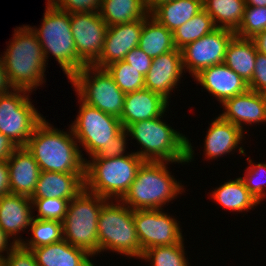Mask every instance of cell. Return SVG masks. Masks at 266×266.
<instances>
[{"label": "cell", "instance_id": "obj_2", "mask_svg": "<svg viewBox=\"0 0 266 266\" xmlns=\"http://www.w3.org/2000/svg\"><path fill=\"white\" fill-rule=\"evenodd\" d=\"M166 115L164 112L126 128L130 139H135L141 148L134 153L144 161L193 162L196 154L191 141L165 122Z\"/></svg>", "mask_w": 266, "mask_h": 266}, {"label": "cell", "instance_id": "obj_45", "mask_svg": "<svg viewBox=\"0 0 266 266\" xmlns=\"http://www.w3.org/2000/svg\"><path fill=\"white\" fill-rule=\"evenodd\" d=\"M17 146L0 133V160L7 161Z\"/></svg>", "mask_w": 266, "mask_h": 266}, {"label": "cell", "instance_id": "obj_36", "mask_svg": "<svg viewBox=\"0 0 266 266\" xmlns=\"http://www.w3.org/2000/svg\"><path fill=\"white\" fill-rule=\"evenodd\" d=\"M33 218L63 222L70 200L61 198H31ZM38 211L34 215V211Z\"/></svg>", "mask_w": 266, "mask_h": 266}, {"label": "cell", "instance_id": "obj_4", "mask_svg": "<svg viewBox=\"0 0 266 266\" xmlns=\"http://www.w3.org/2000/svg\"><path fill=\"white\" fill-rule=\"evenodd\" d=\"M187 162L144 161L136 178L121 201L132 210L163 209L185 192L182 181H177L168 167L169 164Z\"/></svg>", "mask_w": 266, "mask_h": 266}, {"label": "cell", "instance_id": "obj_47", "mask_svg": "<svg viewBox=\"0 0 266 266\" xmlns=\"http://www.w3.org/2000/svg\"><path fill=\"white\" fill-rule=\"evenodd\" d=\"M258 52L266 55V30L251 38Z\"/></svg>", "mask_w": 266, "mask_h": 266}, {"label": "cell", "instance_id": "obj_16", "mask_svg": "<svg viewBox=\"0 0 266 266\" xmlns=\"http://www.w3.org/2000/svg\"><path fill=\"white\" fill-rule=\"evenodd\" d=\"M142 28L143 20L108 26L102 52L92 65L105 68L124 60L128 52L138 47Z\"/></svg>", "mask_w": 266, "mask_h": 266}, {"label": "cell", "instance_id": "obj_31", "mask_svg": "<svg viewBox=\"0 0 266 266\" xmlns=\"http://www.w3.org/2000/svg\"><path fill=\"white\" fill-rule=\"evenodd\" d=\"M213 19L202 9L192 19L173 31L176 49L181 50L186 45L213 32L216 29Z\"/></svg>", "mask_w": 266, "mask_h": 266}, {"label": "cell", "instance_id": "obj_30", "mask_svg": "<svg viewBox=\"0 0 266 266\" xmlns=\"http://www.w3.org/2000/svg\"><path fill=\"white\" fill-rule=\"evenodd\" d=\"M245 7V0H203V9L216 27L234 32L242 22Z\"/></svg>", "mask_w": 266, "mask_h": 266}, {"label": "cell", "instance_id": "obj_41", "mask_svg": "<svg viewBox=\"0 0 266 266\" xmlns=\"http://www.w3.org/2000/svg\"><path fill=\"white\" fill-rule=\"evenodd\" d=\"M249 90L266 94V55L257 52L254 73L248 83Z\"/></svg>", "mask_w": 266, "mask_h": 266}, {"label": "cell", "instance_id": "obj_1", "mask_svg": "<svg viewBox=\"0 0 266 266\" xmlns=\"http://www.w3.org/2000/svg\"><path fill=\"white\" fill-rule=\"evenodd\" d=\"M67 131L54 127L46 118L35 128L25 147L40 171L85 174L86 158L70 126Z\"/></svg>", "mask_w": 266, "mask_h": 266}, {"label": "cell", "instance_id": "obj_46", "mask_svg": "<svg viewBox=\"0 0 266 266\" xmlns=\"http://www.w3.org/2000/svg\"><path fill=\"white\" fill-rule=\"evenodd\" d=\"M1 56V55H0ZM14 87L10 84L7 72L4 68L2 56L0 57V94L10 92Z\"/></svg>", "mask_w": 266, "mask_h": 266}, {"label": "cell", "instance_id": "obj_22", "mask_svg": "<svg viewBox=\"0 0 266 266\" xmlns=\"http://www.w3.org/2000/svg\"><path fill=\"white\" fill-rule=\"evenodd\" d=\"M7 163L10 193L31 197L41 172L32 153L25 146L16 147Z\"/></svg>", "mask_w": 266, "mask_h": 266}, {"label": "cell", "instance_id": "obj_43", "mask_svg": "<svg viewBox=\"0 0 266 266\" xmlns=\"http://www.w3.org/2000/svg\"><path fill=\"white\" fill-rule=\"evenodd\" d=\"M10 194V178L8 163L0 160V197Z\"/></svg>", "mask_w": 266, "mask_h": 266}, {"label": "cell", "instance_id": "obj_21", "mask_svg": "<svg viewBox=\"0 0 266 266\" xmlns=\"http://www.w3.org/2000/svg\"><path fill=\"white\" fill-rule=\"evenodd\" d=\"M169 102L146 88L126 94L120 117L122 127L161 116L168 112ZM167 110V111H166Z\"/></svg>", "mask_w": 266, "mask_h": 266}, {"label": "cell", "instance_id": "obj_33", "mask_svg": "<svg viewBox=\"0 0 266 266\" xmlns=\"http://www.w3.org/2000/svg\"><path fill=\"white\" fill-rule=\"evenodd\" d=\"M184 241L183 239L175 245L148 248L143 252L141 260L150 262V266H190Z\"/></svg>", "mask_w": 266, "mask_h": 266}, {"label": "cell", "instance_id": "obj_40", "mask_svg": "<svg viewBox=\"0 0 266 266\" xmlns=\"http://www.w3.org/2000/svg\"><path fill=\"white\" fill-rule=\"evenodd\" d=\"M1 266H38L34 254L17 245L3 259Z\"/></svg>", "mask_w": 266, "mask_h": 266}, {"label": "cell", "instance_id": "obj_8", "mask_svg": "<svg viewBox=\"0 0 266 266\" xmlns=\"http://www.w3.org/2000/svg\"><path fill=\"white\" fill-rule=\"evenodd\" d=\"M108 200L83 189L69 204L63 224V239L98 256V218Z\"/></svg>", "mask_w": 266, "mask_h": 266}, {"label": "cell", "instance_id": "obj_14", "mask_svg": "<svg viewBox=\"0 0 266 266\" xmlns=\"http://www.w3.org/2000/svg\"><path fill=\"white\" fill-rule=\"evenodd\" d=\"M70 24L77 55L92 65L102 52L108 25L99 12L72 13Z\"/></svg>", "mask_w": 266, "mask_h": 266}, {"label": "cell", "instance_id": "obj_3", "mask_svg": "<svg viewBox=\"0 0 266 266\" xmlns=\"http://www.w3.org/2000/svg\"><path fill=\"white\" fill-rule=\"evenodd\" d=\"M11 38L1 54L9 82L14 88L36 91L45 84L48 67L39 39L29 25L14 28Z\"/></svg>", "mask_w": 266, "mask_h": 266}, {"label": "cell", "instance_id": "obj_34", "mask_svg": "<svg viewBox=\"0 0 266 266\" xmlns=\"http://www.w3.org/2000/svg\"><path fill=\"white\" fill-rule=\"evenodd\" d=\"M105 69L125 94L145 88V76L123 60L113 62Z\"/></svg>", "mask_w": 266, "mask_h": 266}, {"label": "cell", "instance_id": "obj_6", "mask_svg": "<svg viewBox=\"0 0 266 266\" xmlns=\"http://www.w3.org/2000/svg\"><path fill=\"white\" fill-rule=\"evenodd\" d=\"M144 162L136 153L85 160L84 189L107 200H121Z\"/></svg>", "mask_w": 266, "mask_h": 266}, {"label": "cell", "instance_id": "obj_11", "mask_svg": "<svg viewBox=\"0 0 266 266\" xmlns=\"http://www.w3.org/2000/svg\"><path fill=\"white\" fill-rule=\"evenodd\" d=\"M77 98L79 111L70 128L79 143L80 150L82 146L90 158L104 146H108L123 127L119 118L88 105L78 96Z\"/></svg>", "mask_w": 266, "mask_h": 266}, {"label": "cell", "instance_id": "obj_49", "mask_svg": "<svg viewBox=\"0 0 266 266\" xmlns=\"http://www.w3.org/2000/svg\"><path fill=\"white\" fill-rule=\"evenodd\" d=\"M246 6L266 7V0H245Z\"/></svg>", "mask_w": 266, "mask_h": 266}, {"label": "cell", "instance_id": "obj_37", "mask_svg": "<svg viewBox=\"0 0 266 266\" xmlns=\"http://www.w3.org/2000/svg\"><path fill=\"white\" fill-rule=\"evenodd\" d=\"M264 30H266V7L246 6L242 22L235 31V35L251 39Z\"/></svg>", "mask_w": 266, "mask_h": 266}, {"label": "cell", "instance_id": "obj_5", "mask_svg": "<svg viewBox=\"0 0 266 266\" xmlns=\"http://www.w3.org/2000/svg\"><path fill=\"white\" fill-rule=\"evenodd\" d=\"M46 1L40 27H29L39 39L47 65L49 55L52 54L67 79L70 80L87 64L77 55L71 32L70 13L61 11L48 0Z\"/></svg>", "mask_w": 266, "mask_h": 266}, {"label": "cell", "instance_id": "obj_35", "mask_svg": "<svg viewBox=\"0 0 266 266\" xmlns=\"http://www.w3.org/2000/svg\"><path fill=\"white\" fill-rule=\"evenodd\" d=\"M249 166L246 167L242 181L253 197L261 203L266 198V162H254L247 158Z\"/></svg>", "mask_w": 266, "mask_h": 266}, {"label": "cell", "instance_id": "obj_32", "mask_svg": "<svg viewBox=\"0 0 266 266\" xmlns=\"http://www.w3.org/2000/svg\"><path fill=\"white\" fill-rule=\"evenodd\" d=\"M28 231L32 233L31 238L23 240L20 246L29 251L63 240V224L57 220L33 218Z\"/></svg>", "mask_w": 266, "mask_h": 266}, {"label": "cell", "instance_id": "obj_38", "mask_svg": "<svg viewBox=\"0 0 266 266\" xmlns=\"http://www.w3.org/2000/svg\"><path fill=\"white\" fill-rule=\"evenodd\" d=\"M57 9L67 13L99 12L102 0H48Z\"/></svg>", "mask_w": 266, "mask_h": 266}, {"label": "cell", "instance_id": "obj_20", "mask_svg": "<svg viewBox=\"0 0 266 266\" xmlns=\"http://www.w3.org/2000/svg\"><path fill=\"white\" fill-rule=\"evenodd\" d=\"M32 219L30 197L12 193L0 197V227L17 245L24 240L20 233L29 229Z\"/></svg>", "mask_w": 266, "mask_h": 266}, {"label": "cell", "instance_id": "obj_15", "mask_svg": "<svg viewBox=\"0 0 266 266\" xmlns=\"http://www.w3.org/2000/svg\"><path fill=\"white\" fill-rule=\"evenodd\" d=\"M184 73L181 50L163 53L153 58L152 65L145 75V88L160 94L169 102Z\"/></svg>", "mask_w": 266, "mask_h": 266}, {"label": "cell", "instance_id": "obj_42", "mask_svg": "<svg viewBox=\"0 0 266 266\" xmlns=\"http://www.w3.org/2000/svg\"><path fill=\"white\" fill-rule=\"evenodd\" d=\"M123 61L145 76L152 65L153 58L148 56L139 47H136L126 54Z\"/></svg>", "mask_w": 266, "mask_h": 266}, {"label": "cell", "instance_id": "obj_39", "mask_svg": "<svg viewBox=\"0 0 266 266\" xmlns=\"http://www.w3.org/2000/svg\"><path fill=\"white\" fill-rule=\"evenodd\" d=\"M127 138H129V134L127 130L123 128L112 138V142L109 143L108 146H104L95 156L89 159H110L131 154L130 152L127 153L126 150V145H128L127 141H129Z\"/></svg>", "mask_w": 266, "mask_h": 266}, {"label": "cell", "instance_id": "obj_18", "mask_svg": "<svg viewBox=\"0 0 266 266\" xmlns=\"http://www.w3.org/2000/svg\"><path fill=\"white\" fill-rule=\"evenodd\" d=\"M209 125L203 141L204 159L218 160L225 155L234 154L235 151L246 155L244 146H240L246 137L239 127L223 120L219 115Z\"/></svg>", "mask_w": 266, "mask_h": 266}, {"label": "cell", "instance_id": "obj_25", "mask_svg": "<svg viewBox=\"0 0 266 266\" xmlns=\"http://www.w3.org/2000/svg\"><path fill=\"white\" fill-rule=\"evenodd\" d=\"M209 195L223 209L233 212H244L245 214V211L249 212L260 205L240 177L234 180L229 179L224 184L215 187Z\"/></svg>", "mask_w": 266, "mask_h": 266}, {"label": "cell", "instance_id": "obj_29", "mask_svg": "<svg viewBox=\"0 0 266 266\" xmlns=\"http://www.w3.org/2000/svg\"><path fill=\"white\" fill-rule=\"evenodd\" d=\"M99 14L108 25L145 19L150 13L143 0H102Z\"/></svg>", "mask_w": 266, "mask_h": 266}, {"label": "cell", "instance_id": "obj_17", "mask_svg": "<svg viewBox=\"0 0 266 266\" xmlns=\"http://www.w3.org/2000/svg\"><path fill=\"white\" fill-rule=\"evenodd\" d=\"M222 107L223 110L219 116L233 123L243 132H248L244 130L246 125L266 123V94L264 93L248 89L243 94L225 100Z\"/></svg>", "mask_w": 266, "mask_h": 266}, {"label": "cell", "instance_id": "obj_24", "mask_svg": "<svg viewBox=\"0 0 266 266\" xmlns=\"http://www.w3.org/2000/svg\"><path fill=\"white\" fill-rule=\"evenodd\" d=\"M38 266H93L92 255L66 240L31 250ZM91 259V260H90Z\"/></svg>", "mask_w": 266, "mask_h": 266}, {"label": "cell", "instance_id": "obj_27", "mask_svg": "<svg viewBox=\"0 0 266 266\" xmlns=\"http://www.w3.org/2000/svg\"><path fill=\"white\" fill-rule=\"evenodd\" d=\"M202 9L203 0H173L160 4L150 15L173 32Z\"/></svg>", "mask_w": 266, "mask_h": 266}, {"label": "cell", "instance_id": "obj_9", "mask_svg": "<svg viewBox=\"0 0 266 266\" xmlns=\"http://www.w3.org/2000/svg\"><path fill=\"white\" fill-rule=\"evenodd\" d=\"M31 93L14 88L0 94V133L17 147L26 146L35 128L45 119L31 102Z\"/></svg>", "mask_w": 266, "mask_h": 266}, {"label": "cell", "instance_id": "obj_13", "mask_svg": "<svg viewBox=\"0 0 266 266\" xmlns=\"http://www.w3.org/2000/svg\"><path fill=\"white\" fill-rule=\"evenodd\" d=\"M234 36L232 30L216 28L182 48L185 73L189 72L193 78L205 68L224 63L228 44Z\"/></svg>", "mask_w": 266, "mask_h": 266}, {"label": "cell", "instance_id": "obj_7", "mask_svg": "<svg viewBox=\"0 0 266 266\" xmlns=\"http://www.w3.org/2000/svg\"><path fill=\"white\" fill-rule=\"evenodd\" d=\"M107 251L123 254L129 259L142 257L133 210L121 200H108L99 214L98 256Z\"/></svg>", "mask_w": 266, "mask_h": 266}, {"label": "cell", "instance_id": "obj_26", "mask_svg": "<svg viewBox=\"0 0 266 266\" xmlns=\"http://www.w3.org/2000/svg\"><path fill=\"white\" fill-rule=\"evenodd\" d=\"M257 52L252 39L235 35L228 44L224 64L249 83L254 73Z\"/></svg>", "mask_w": 266, "mask_h": 266}, {"label": "cell", "instance_id": "obj_48", "mask_svg": "<svg viewBox=\"0 0 266 266\" xmlns=\"http://www.w3.org/2000/svg\"><path fill=\"white\" fill-rule=\"evenodd\" d=\"M173 0H143V3L148 10L149 13H151L157 6H159L162 3L169 2Z\"/></svg>", "mask_w": 266, "mask_h": 266}, {"label": "cell", "instance_id": "obj_23", "mask_svg": "<svg viewBox=\"0 0 266 266\" xmlns=\"http://www.w3.org/2000/svg\"><path fill=\"white\" fill-rule=\"evenodd\" d=\"M85 174L41 171L30 198L72 200L84 189Z\"/></svg>", "mask_w": 266, "mask_h": 266}, {"label": "cell", "instance_id": "obj_10", "mask_svg": "<svg viewBox=\"0 0 266 266\" xmlns=\"http://www.w3.org/2000/svg\"><path fill=\"white\" fill-rule=\"evenodd\" d=\"M68 82L82 101L120 119L126 94L105 68L86 65Z\"/></svg>", "mask_w": 266, "mask_h": 266}, {"label": "cell", "instance_id": "obj_19", "mask_svg": "<svg viewBox=\"0 0 266 266\" xmlns=\"http://www.w3.org/2000/svg\"><path fill=\"white\" fill-rule=\"evenodd\" d=\"M193 78L220 104L249 89L248 83L224 63L205 68Z\"/></svg>", "mask_w": 266, "mask_h": 266}, {"label": "cell", "instance_id": "obj_28", "mask_svg": "<svg viewBox=\"0 0 266 266\" xmlns=\"http://www.w3.org/2000/svg\"><path fill=\"white\" fill-rule=\"evenodd\" d=\"M138 47L151 58L176 49L173 32L160 24L150 14L143 19V28Z\"/></svg>", "mask_w": 266, "mask_h": 266}, {"label": "cell", "instance_id": "obj_44", "mask_svg": "<svg viewBox=\"0 0 266 266\" xmlns=\"http://www.w3.org/2000/svg\"><path fill=\"white\" fill-rule=\"evenodd\" d=\"M10 240L12 239L0 227V259H3L11 250H13L17 246L14 241Z\"/></svg>", "mask_w": 266, "mask_h": 266}, {"label": "cell", "instance_id": "obj_12", "mask_svg": "<svg viewBox=\"0 0 266 266\" xmlns=\"http://www.w3.org/2000/svg\"><path fill=\"white\" fill-rule=\"evenodd\" d=\"M164 210H133V219L142 255L148 248L175 245L184 239L180 221Z\"/></svg>", "mask_w": 266, "mask_h": 266}]
</instances>
